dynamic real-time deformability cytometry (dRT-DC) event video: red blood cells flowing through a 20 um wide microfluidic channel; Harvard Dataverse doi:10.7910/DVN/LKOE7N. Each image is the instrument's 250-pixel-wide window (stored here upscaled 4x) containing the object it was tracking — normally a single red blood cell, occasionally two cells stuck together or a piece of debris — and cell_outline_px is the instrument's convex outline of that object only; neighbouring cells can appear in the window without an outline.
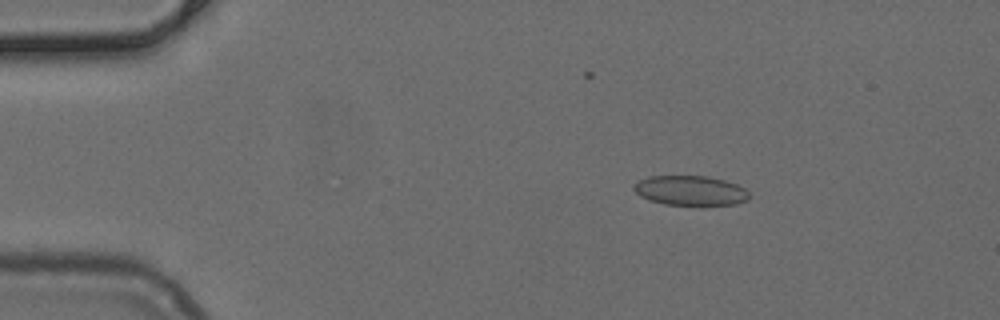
{"species": "common noctule bat (a hibernating species)", "species_latin": "Nyctalus noctula", "temperature_condition": "cold", "stored_images_in_passage": 48, "camera_frame_rate_fps": 3000, "um_per_image_px": 0.085, "animal": {"sex": "female", "body_mass_g": 24.6, "forearm_length_mm": 56.2}, "frame": {"image": 1, "passage_image": 6, "time_ms": 1.667, "image_size_px": [1000, 320], "cell_outline_px": [[748, 200], [736, 204], [664, 204], [648, 200], [640, 196], [632, 188], [640, 180], [648, 176], [704, 176], [724, 180], [736, 184], [744, 188], [748, 192]], "centroid_in_image_um": [58.66, 16.19], "position_along_channel_um": 26.3, "area_um2": 19.65}}
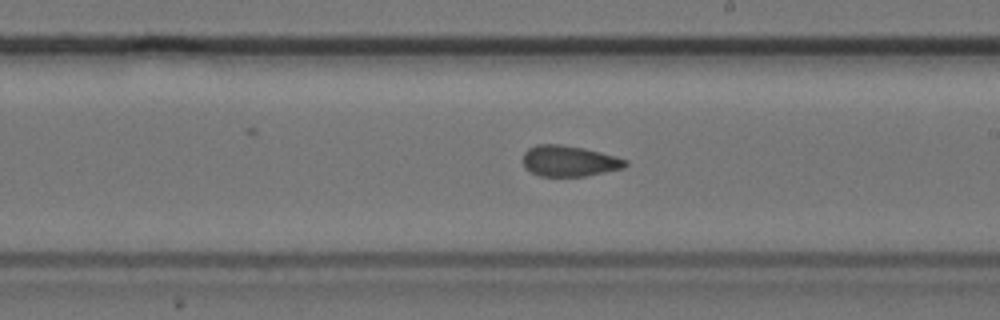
{"frame": {"image": 2, "passage_image": 27, "time_ms": 8.667, "image_size_px": [1000, 320], "cell_outline_px": [[628, 164], [624, 168], [584, 176], [540, 176], [524, 168], [524, 152], [528, 148], [536, 144], [560, 144], [584, 148], [616, 156], [628, 160]], "centroid_in_image_um": [48.39, 13.68], "position_along_channel_um": 240.6, "area_um2": 18.44}}
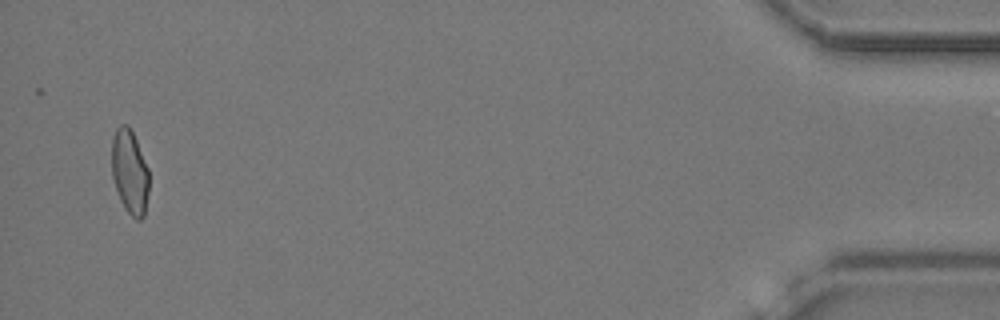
{"frame": {"image": 3, "passage_image": 47, "time_ms": 15.333, "image_size_px": [1000, 320], "cell_outline_px": [[148, 192], [144, 216], [140, 220], [136, 220], [124, 208], [120, 200], [112, 176], [112, 136], [116, 128], [120, 124], [128, 124], [136, 140], [148, 168]], "centroid_in_image_um": [11.02, 14.6], "position_along_channel_um": 424.2, "area_um2": 18.26}}